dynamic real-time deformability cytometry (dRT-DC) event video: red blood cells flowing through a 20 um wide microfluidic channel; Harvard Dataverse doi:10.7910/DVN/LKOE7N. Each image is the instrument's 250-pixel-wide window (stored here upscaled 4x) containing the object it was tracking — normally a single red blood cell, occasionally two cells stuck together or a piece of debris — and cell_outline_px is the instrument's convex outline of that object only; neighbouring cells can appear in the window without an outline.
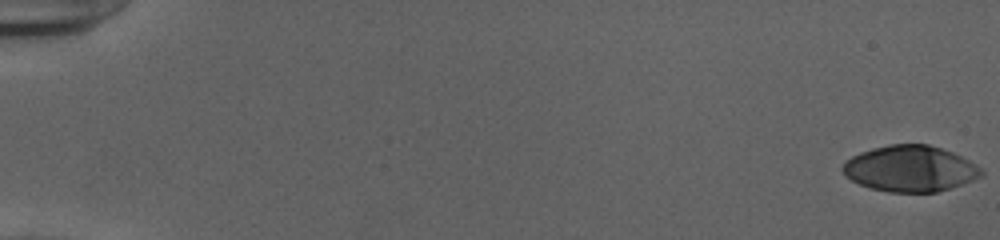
{"species": "human", "species_latin": "Homo sapiens", "temperature_condition": "cold", "stored_images_in_passage": 54, "camera_frame_rate_fps": 3000, "um_per_image_px": 0.085, "donor": {"sex": "female"}, "frame": {"image": 1, "passage_image": 1, "time_ms": 0.0, "image_size_px": [1000, 240], "cell_outline_px": [[984, 172], [980, 176], [972, 180], [936, 192], [888, 192], [872, 188], [860, 184], [844, 176], [840, 168], [852, 156], [860, 152], [872, 148], [888, 144], [928, 144], [952, 152], [976, 164]], "centroid_in_image_um": [77.33, 14.33], "position_along_channel_um": 7.7, "area_um2": 36.93}}
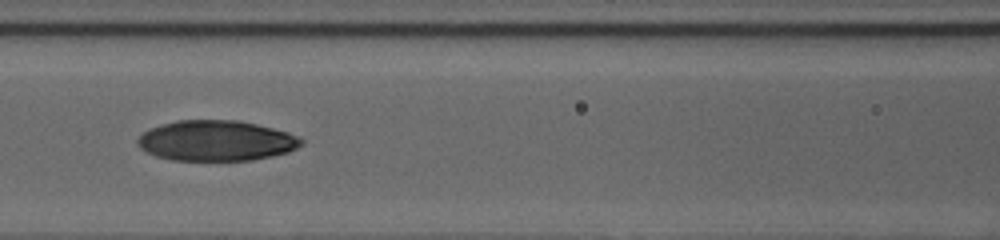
{"frame": {"image": 2, "passage_image": 26, "time_ms": 8.333, "image_size_px": [1000, 240], "cell_outline_px": [[304, 144], [288, 152], [272, 156], [252, 160], [172, 160], [156, 156], [140, 148], [136, 144], [136, 140], [144, 132], [160, 124], [176, 120], [240, 120], [288, 132], [300, 136], [304, 140]], "centroid_in_image_um": [18.4, 11.95], "position_along_channel_um": 148.2, "area_um2": 38.73}}
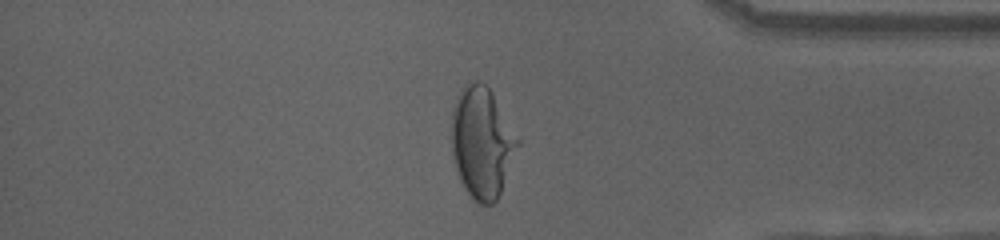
{"frame": {"image": 3, "passage_image": 46, "time_ms": 15.0, "image_size_px": [1000, 240], "cell_outline_px": [[520, 144], [500, 192], [496, 200], [492, 204], [480, 204], [472, 200], [460, 180], [452, 156], [452, 112], [460, 88], [468, 80], [480, 80], [488, 88], [520, 140]], "centroid_in_image_um": [40.95, 12.11], "position_along_channel_um": 394.3, "area_um2": 42.54}, "authors_computed_cell_mechanics": {"area_um2": 38.6393, "velocity_mm_per_s": 3.9414, "shape_relaxation_time_tau1_ms": 4.9542, "shape_relaxation_time_tau2_ms": 2.0789, "deformation_change_tau1": 0.2446, "deformation_change_tau2": 0.0515}}